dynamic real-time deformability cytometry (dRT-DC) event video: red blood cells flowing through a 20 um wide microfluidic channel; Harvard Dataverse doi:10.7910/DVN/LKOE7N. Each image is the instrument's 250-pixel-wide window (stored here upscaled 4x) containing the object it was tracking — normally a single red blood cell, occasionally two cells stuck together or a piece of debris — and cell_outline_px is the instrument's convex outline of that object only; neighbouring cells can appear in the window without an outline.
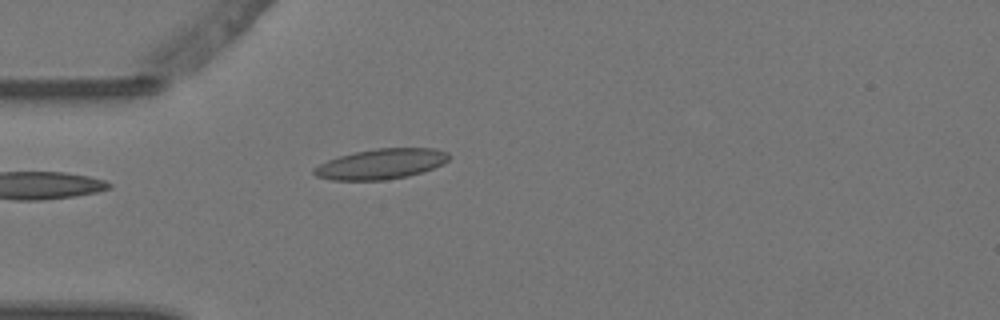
{"species": "Egyptian fruit bat (a non-hibernating species)", "species_latin": "Rousettus aegyptiacus", "temperature_condition": "warm", "stored_images_in_passage": 4, "camera_frame_rate_fps": 3000, "um_per_image_px": 0.085, "animal": {"sex": "female"}, "frame": {"image": 1, "passage_image": 4, "time_ms": 1.0, "image_size_px": [1000, 320], "cell_outline_px": [[448, 160], [444, 164], [408, 176], [384, 180], [332, 180], [316, 176], [312, 172], [312, 168], [328, 160], [340, 156], [356, 152], [376, 148], [436, 148], [448, 152]], "centroid_in_image_um": [32.39, 13.93], "position_along_channel_um": 52.6, "area_um2": 23.7}}